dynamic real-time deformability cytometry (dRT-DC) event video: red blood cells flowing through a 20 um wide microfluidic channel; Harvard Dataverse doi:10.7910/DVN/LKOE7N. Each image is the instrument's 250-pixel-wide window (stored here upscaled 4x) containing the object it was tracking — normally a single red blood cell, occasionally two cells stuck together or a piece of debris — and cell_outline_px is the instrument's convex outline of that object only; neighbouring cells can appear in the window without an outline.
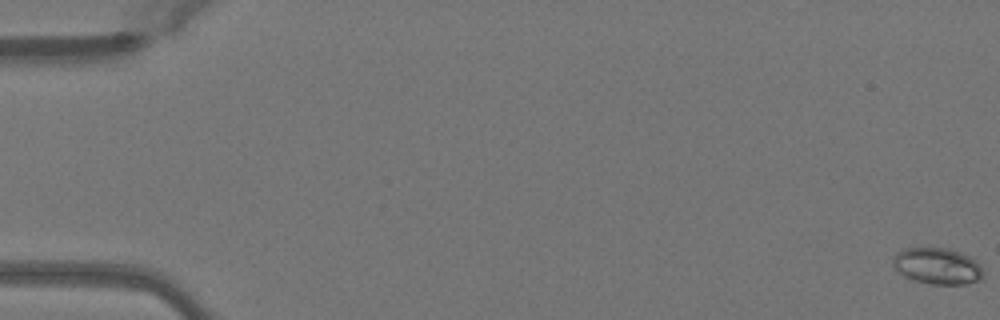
{"species": "Egyptian fruit bat (a non-hibernating species)", "species_latin": "Rousettus aegyptiacus", "temperature_condition": "warm", "stored_images_in_passage": 20, "camera_frame_rate_fps": 3000, "um_per_image_px": 0.085, "animal": {"sex": "female"}, "frame": {"image": 1, "passage_image": 1, "time_ms": 0.0, "image_size_px": [1000, 320], "cell_outline_px": [[984, 280], [968, 284], [932, 284], [916, 280], [904, 276], [892, 264], [892, 256], [896, 252], [904, 248], [948, 248], [960, 252], [976, 260], [980, 264], [984, 272]], "centroid_in_image_um": [79.72, 22.61], "position_along_channel_um": 5.3, "area_um2": 19.36}}
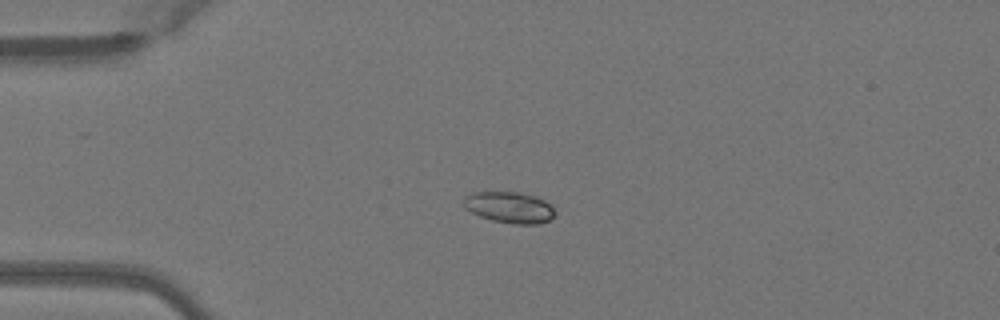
{"frame": {"image": 2, "passage_image": 14, "time_ms": 4.333, "image_size_px": [1000, 320], "cell_outline_px": [[556, 212], [548, 220], [540, 224], [512, 224], [492, 220], [480, 216], [464, 208], [464, 196], [472, 192], [520, 192], [536, 196], [544, 200]], "centroid_in_image_um": [43.28, 17.62], "position_along_channel_um": 41.7, "area_um2": 16.59}}
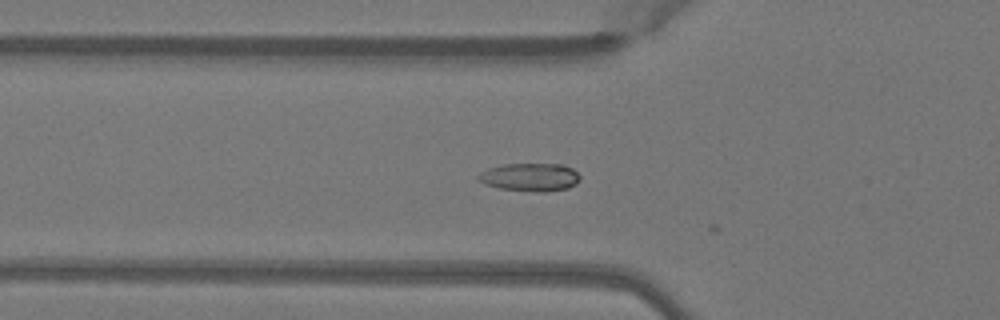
{"frame": {"image": 3, "passage_image": 19, "time_ms": 6.0, "image_size_px": [1000, 320], "cell_outline_px": [[580, 180], [576, 184], [568, 188], [544, 192], [536, 192], [500, 188], [484, 184], [476, 176], [480, 172], [488, 168], [504, 164], [564, 164], [572, 168], [580, 176]], "centroid_in_image_um": [45.07, 15.05], "position_along_channel_um": 80.7, "area_um2": 16.7}}